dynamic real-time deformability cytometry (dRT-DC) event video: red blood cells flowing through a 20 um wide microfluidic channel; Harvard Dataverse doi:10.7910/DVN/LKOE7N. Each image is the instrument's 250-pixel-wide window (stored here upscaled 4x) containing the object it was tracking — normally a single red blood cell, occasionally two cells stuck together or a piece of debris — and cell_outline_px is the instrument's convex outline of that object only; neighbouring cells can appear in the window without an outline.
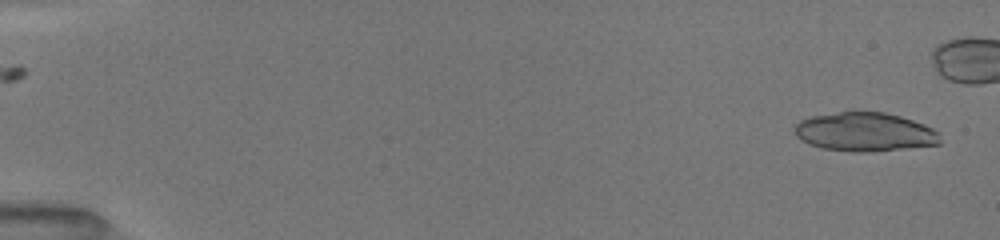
{"species": "common noctule bat (a hibernating species)", "species_latin": "Nyctalus noctula", "temperature_condition": "room temperature", "stored_images_in_passage": 21, "camera_frame_rate_fps": 3000, "um_per_image_px": 0.085, "animal": {"sex": "female", "body_mass_g": 19.5, "forearm_length_mm": 54.1}, "frame": {"image": 1, "passage_image": 1, "time_ms": 0.0, "image_size_px": [1000, 240], "cell_outline_px": [[940, 144], [904, 148], [864, 152], [852, 152], [820, 148], [808, 144], [800, 140], [796, 136], [796, 124], [800, 120], [808, 116], [840, 112], [884, 112], [900, 116], [924, 124], [940, 132]], "centroid_in_image_um": [73.49, 11.22], "position_along_channel_um": 11.5, "area_um2": 32.95}}